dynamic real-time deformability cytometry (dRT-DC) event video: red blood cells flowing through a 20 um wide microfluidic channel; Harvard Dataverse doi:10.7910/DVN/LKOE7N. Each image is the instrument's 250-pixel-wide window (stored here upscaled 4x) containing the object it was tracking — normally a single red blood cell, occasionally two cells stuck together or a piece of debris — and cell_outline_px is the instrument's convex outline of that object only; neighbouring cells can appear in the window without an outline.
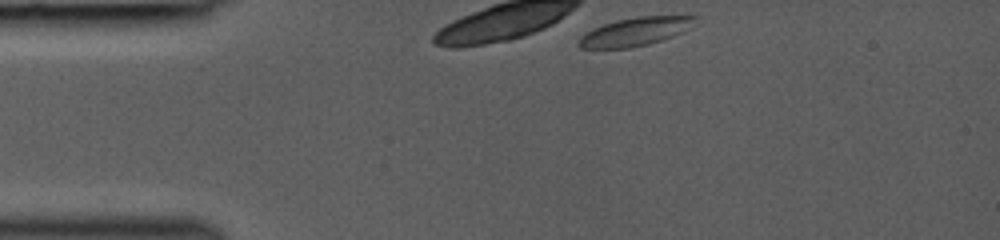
{"species": "common noctule bat (a hibernating species)", "species_latin": "Nyctalus noctula", "temperature_condition": "room temperature", "stored_images_in_passage": 7, "camera_frame_rate_fps": 3000, "um_per_image_px": 0.085, "animal": {"sex": "female", "body_mass_g": 19.0, "forearm_length_mm": 53.3}, "frame": {"image": 1, "passage_image": 1, "time_ms": 0.0, "image_size_px": [1000, 240], "cell_outline_px": [[700, 16], [692, 28], [684, 32], [648, 44], [632, 48], [580, 48], [576, 44], [580, 36], [592, 28], [616, 20], [636, 16]], "centroid_in_image_um": [54.01, 2.68], "position_along_channel_um": 31.0, "area_um2": 19.48}}